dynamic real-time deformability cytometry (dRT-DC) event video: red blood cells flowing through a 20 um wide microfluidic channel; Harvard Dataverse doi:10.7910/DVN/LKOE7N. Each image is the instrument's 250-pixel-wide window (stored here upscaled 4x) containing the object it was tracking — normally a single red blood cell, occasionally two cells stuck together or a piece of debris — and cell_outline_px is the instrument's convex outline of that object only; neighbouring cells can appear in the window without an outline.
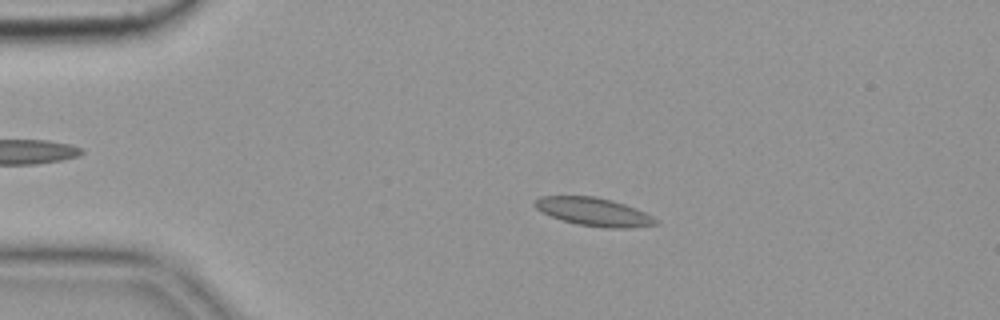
{"species": "common noctule bat (a hibernating species)", "species_latin": "Nyctalus noctula", "temperature_condition": "cold", "stored_images_in_passage": 55, "camera_frame_rate_fps": 3000, "um_per_image_px": 0.085, "animal": {"sex": "female", "body_mass_g": 19.9}, "frame": {"image": 1, "passage_image": 11, "time_ms": 3.333, "image_size_px": [1000, 320], "cell_outline_px": [[660, 224], [628, 228], [604, 228], [576, 224], [540, 212], [532, 204], [540, 196], [592, 196], [612, 200], [624, 204], [644, 212], [652, 216]], "centroid_in_image_um": [50.45, 18.01], "position_along_channel_um": 34.5, "area_um2": 19.77}}
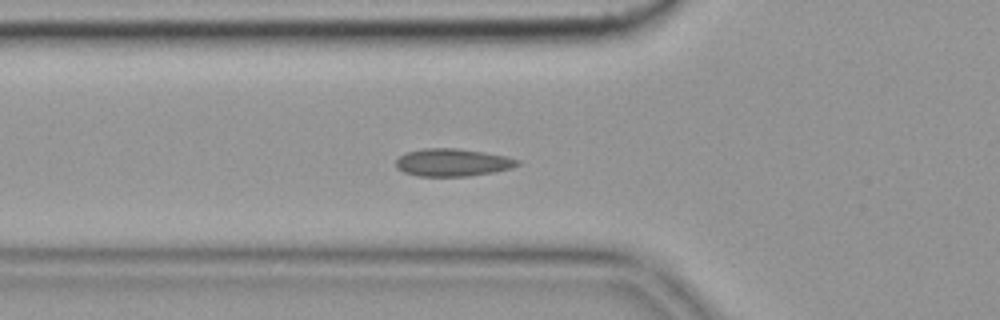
{"frame": {"image": 2, "passage_image": 19, "time_ms": 6.0, "image_size_px": [1000, 320], "cell_outline_px": [[520, 164], [512, 168], [492, 172], [464, 176], [416, 176], [404, 172], [396, 168], [396, 160], [400, 156], [408, 152], [424, 148], [456, 148], [484, 152], [508, 156], [520, 160]], "centroid_in_image_um": [38.48, 13.8], "position_along_channel_um": 87.3, "area_um2": 19.54}}
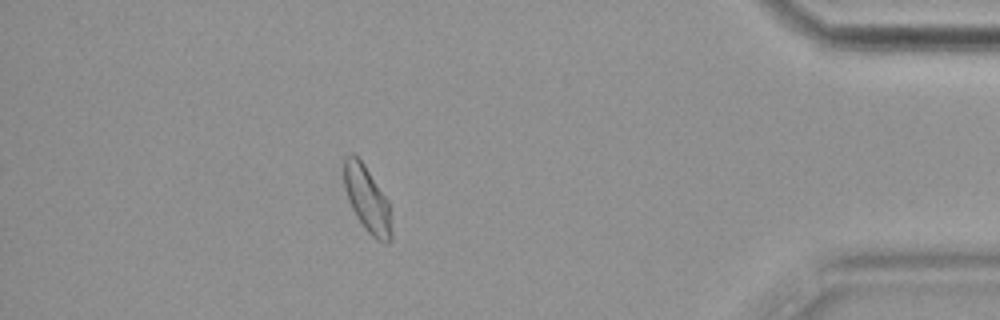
{"frame": {"image": 3, "passage_image": 49, "time_ms": 16.0, "image_size_px": [1000, 320], "cell_outline_px": [[392, 240], [388, 244], [384, 244], [376, 240], [364, 228], [356, 216], [348, 200], [344, 184], [344, 156], [348, 152], [352, 152], [364, 164], [388, 200], [392, 232]], "centroid_in_image_um": [31.21, 16.95], "position_along_channel_um": 404.0, "area_um2": 18.38}, "authors_computed_cell_mechanics": {"area_um2": 18.9584, "velocity_mm_per_s": 3.5933, "shape_relaxation_time_tau1_ms": null, "shape_relaxation_time_tau2_ms": 1.1621, "deformation_change_tau1": null, "deformation_change_tau2": 0.0552}}